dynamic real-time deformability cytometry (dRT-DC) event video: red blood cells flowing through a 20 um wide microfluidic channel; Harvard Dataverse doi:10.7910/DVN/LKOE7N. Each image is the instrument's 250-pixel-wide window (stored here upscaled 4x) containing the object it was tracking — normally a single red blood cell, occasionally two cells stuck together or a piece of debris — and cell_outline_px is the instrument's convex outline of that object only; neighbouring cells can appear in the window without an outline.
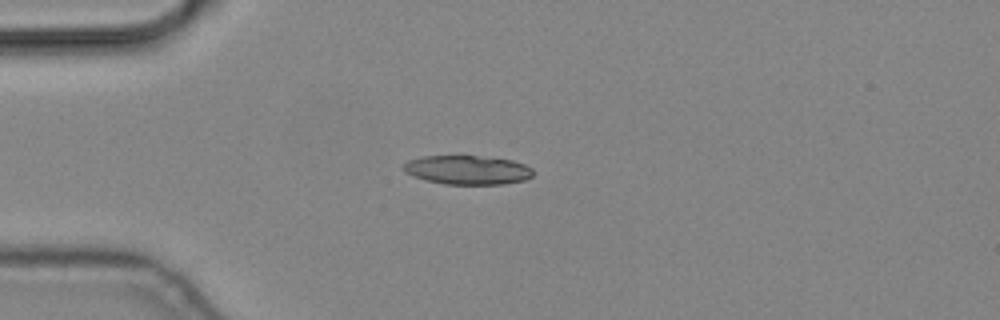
{"species": "common noctule bat (a hibernating species)", "species_latin": "Nyctalus noctula", "temperature_condition": "cold", "stored_images_in_passage": 7, "camera_frame_rate_fps": 3000, "um_per_image_px": 0.085, "animal": {"sex": "male", "body_mass_g": 19.2, "forearm_length_mm": 51.8}, "frame": {"image": 1, "passage_image": 1, "time_ms": 0.0, "image_size_px": [1000, 320], "cell_outline_px": [[532, 176], [524, 180], [504, 184], [444, 184], [424, 180], [412, 176], [404, 172], [400, 168], [408, 160], [424, 156], [476, 156], [512, 160], [524, 164], [532, 168]], "centroid_in_image_um": [39.68, 14.45], "position_along_channel_um": 45.3, "area_um2": 21.96}}
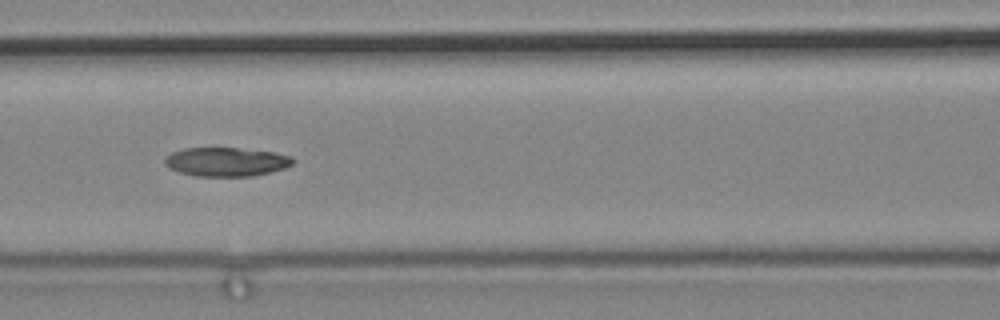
{"frame": {"image": 2, "passage_image": 4, "time_ms": 1.0, "image_size_px": [1000, 320], "cell_outline_px": [[296, 160], [292, 164], [284, 168], [252, 176], [196, 176], [180, 172], [168, 168], [164, 164], [164, 160], [172, 152], [184, 148], [236, 148], [272, 152], [292, 156]], "centroid_in_image_um": [19.22, 13.75], "position_along_channel_um": 147.4, "area_um2": 21.44}}
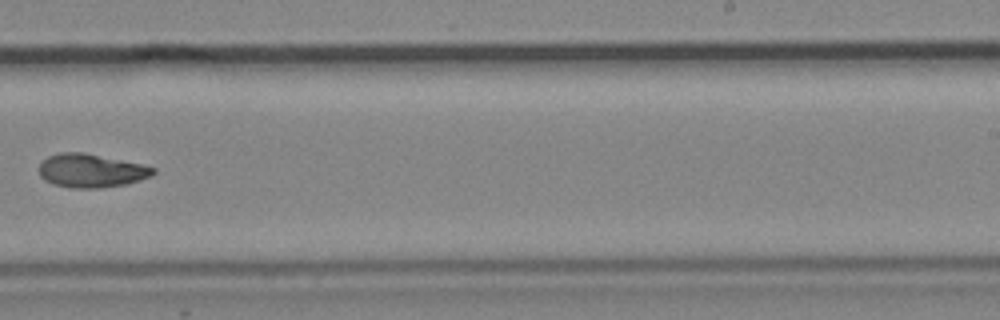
{"frame": {"image": 3, "passage_image": 7, "time_ms": 2.0, "image_size_px": [1000, 320], "cell_outline_px": [[156, 172], [152, 176], [124, 184], [100, 188], [72, 188], [52, 184], [44, 180], [40, 176], [40, 164], [48, 156], [60, 152], [84, 152], [140, 164], [156, 168]], "centroid_in_image_um": [7.73, 14.51], "position_along_channel_um": 281.3, "area_um2": 22.2}}